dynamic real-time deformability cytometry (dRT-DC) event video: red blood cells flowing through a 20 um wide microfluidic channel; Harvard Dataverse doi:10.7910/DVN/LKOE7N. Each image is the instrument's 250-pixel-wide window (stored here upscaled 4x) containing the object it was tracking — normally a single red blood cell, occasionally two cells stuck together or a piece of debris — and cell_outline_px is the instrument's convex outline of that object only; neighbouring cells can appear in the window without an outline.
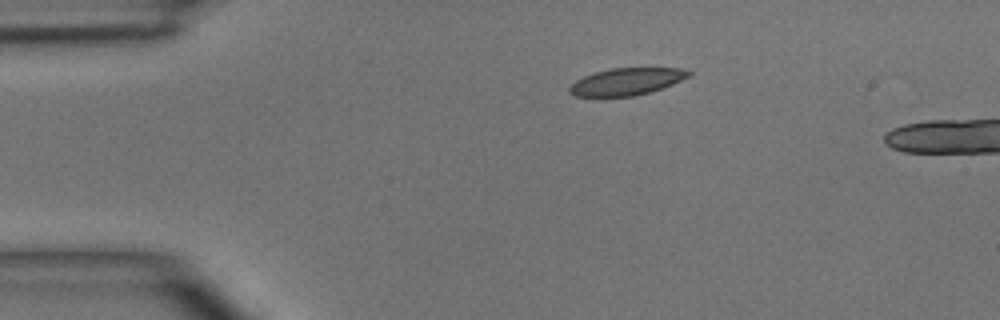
{"species": "common noctule bat (a hibernating species)", "species_latin": "Nyctalus noctula", "temperature_condition": "room temperature", "stored_images_in_passage": 2, "camera_frame_rate_fps": 3000, "um_per_image_px": 0.085, "animal": {"sex": "male", "body_mass_g": 15.6}, "frame": {"image": 1, "passage_image": 1, "time_ms": 0.0, "image_size_px": [1000, 320], "cell_outline_px": [[692, 76], [672, 84], [648, 92], [632, 96], [572, 96], [568, 92], [568, 88], [576, 80], [584, 76], [596, 72], [612, 68], [680, 68], [692, 72]], "centroid_in_image_um": [53.25, 6.93], "position_along_channel_um": 31.7, "area_um2": 18.67}}